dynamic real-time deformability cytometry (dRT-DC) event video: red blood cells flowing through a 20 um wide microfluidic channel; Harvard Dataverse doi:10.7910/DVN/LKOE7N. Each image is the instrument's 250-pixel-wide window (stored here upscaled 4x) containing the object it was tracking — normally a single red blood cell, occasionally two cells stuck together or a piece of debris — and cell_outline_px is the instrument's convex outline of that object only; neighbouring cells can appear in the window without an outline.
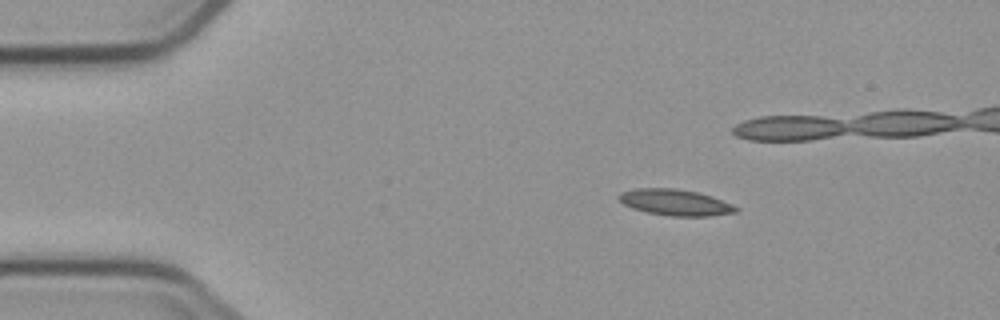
{"species": "common noctule bat (a hibernating species)", "species_latin": "Nyctalus noctula", "temperature_condition": "cold", "stored_images_in_passage": 5, "camera_frame_rate_fps": 3000, "um_per_image_px": 0.085, "animal": {"sex": "male", "body_mass_g": 23.1, "forearm_length_mm": 52.7}, "frame": {"image": 1, "passage_image": 2, "time_ms": 1.333, "image_size_px": [1000, 320], "cell_outline_px": [[740, 212], [708, 216], [672, 216], [648, 212], [632, 208], [624, 204], [616, 196], [620, 192], [636, 188], [676, 188], [696, 192], [712, 196], [732, 204], [740, 208]], "centroid_in_image_um": [57.42, 17.2], "position_along_channel_um": 27.6, "area_um2": 17.92}}